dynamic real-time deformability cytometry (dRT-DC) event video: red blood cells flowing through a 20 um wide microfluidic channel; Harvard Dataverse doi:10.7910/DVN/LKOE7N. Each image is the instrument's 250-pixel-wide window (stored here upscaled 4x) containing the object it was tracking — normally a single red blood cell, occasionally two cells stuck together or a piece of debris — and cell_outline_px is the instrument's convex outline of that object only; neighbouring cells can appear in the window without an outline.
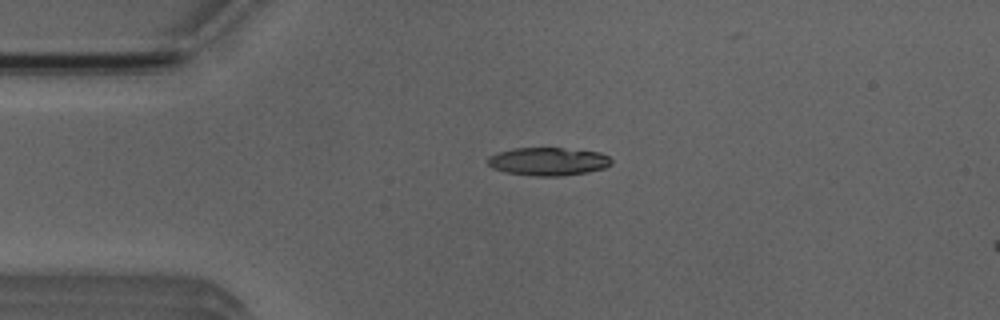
{"species": "Egyptian fruit bat (a non-hibernating species)", "species_latin": "Rousettus aegyptiacus", "temperature_condition": "room temperature", "stored_images_in_passage": 4, "camera_frame_rate_fps": 3000, "um_per_image_px": 0.085, "animal": {"sex": "male"}, "frame": {"image": 1, "passage_image": 1, "time_ms": 0.0, "image_size_px": [1000, 320], "cell_outline_px": [[612, 164], [604, 168], [588, 172], [564, 176], [536, 176], [504, 172], [492, 168], [488, 164], [488, 160], [496, 152], [512, 148], [560, 148], [600, 152], [608, 156], [612, 160]], "centroid_in_image_um": [46.61, 13.73], "position_along_channel_um": 38.4, "area_um2": 20.29}}